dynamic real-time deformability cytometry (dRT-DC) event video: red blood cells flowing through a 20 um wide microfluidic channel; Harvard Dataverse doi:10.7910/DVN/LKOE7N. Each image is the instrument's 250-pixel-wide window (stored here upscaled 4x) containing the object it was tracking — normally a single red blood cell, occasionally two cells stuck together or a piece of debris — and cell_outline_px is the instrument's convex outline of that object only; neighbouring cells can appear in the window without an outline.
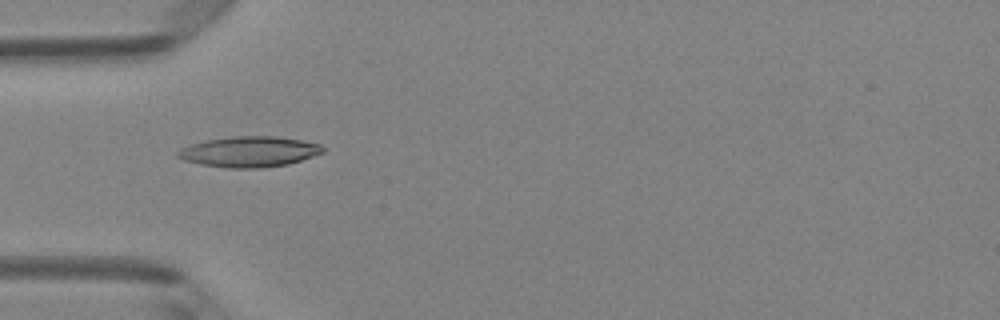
{"species": "Egyptian fruit bat (a non-hibernating species)", "species_latin": "Rousettus aegyptiacus", "temperature_condition": "room temperature", "stored_images_in_passage": 8, "camera_frame_rate_fps": 3000, "um_per_image_px": 0.085, "animal": {"sex": "female"}, "frame": {"image": 1, "passage_image": 5, "time_ms": 1.333, "image_size_px": [1000, 320], "cell_outline_px": [[324, 152], [288, 164], [260, 168], [228, 168], [200, 164], [184, 160], [176, 156], [176, 152], [180, 148], [192, 144], [208, 140], [232, 136], [276, 136], [300, 140], [320, 144], [324, 148]], "centroid_in_image_um": [21.17, 12.89], "position_along_channel_um": 63.8, "area_um2": 25.72}}
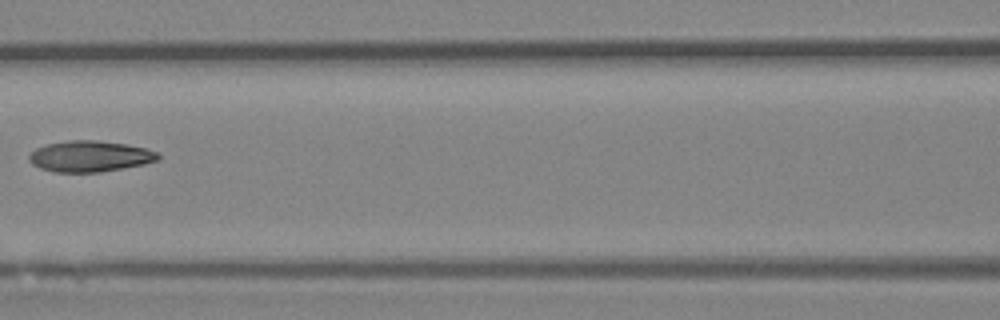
{"frame": {"image": 2, "passage_image": 7, "time_ms": 2.0, "image_size_px": [1000, 320], "cell_outline_px": [[160, 156], [156, 160], [144, 164], [100, 172], [56, 172], [40, 168], [32, 164], [28, 160], [28, 156], [36, 148], [48, 144], [68, 140], [96, 140], [128, 144], [160, 152]], "centroid_in_image_um": [7.64, 13.28], "position_along_channel_um": 159.0, "area_um2": 23.29}}
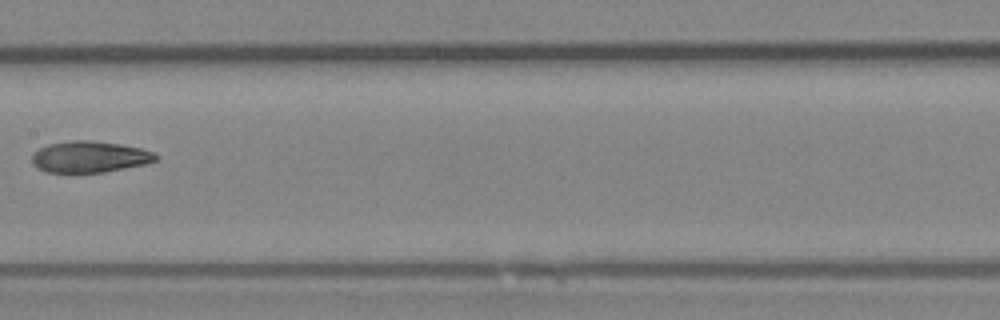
{"frame": {"image": 3, "passage_image": 8, "time_ms": 2.333, "image_size_px": [1000, 320], "cell_outline_px": [[160, 156], [156, 160], [144, 164], [104, 172], [44, 172], [36, 168], [32, 164], [32, 156], [40, 148], [48, 144], [72, 140], [88, 140], [120, 144], [140, 148], [152, 152]], "centroid_in_image_um": [7.59, 13.33], "position_along_channel_um": 199.8, "area_um2": 22.48}}